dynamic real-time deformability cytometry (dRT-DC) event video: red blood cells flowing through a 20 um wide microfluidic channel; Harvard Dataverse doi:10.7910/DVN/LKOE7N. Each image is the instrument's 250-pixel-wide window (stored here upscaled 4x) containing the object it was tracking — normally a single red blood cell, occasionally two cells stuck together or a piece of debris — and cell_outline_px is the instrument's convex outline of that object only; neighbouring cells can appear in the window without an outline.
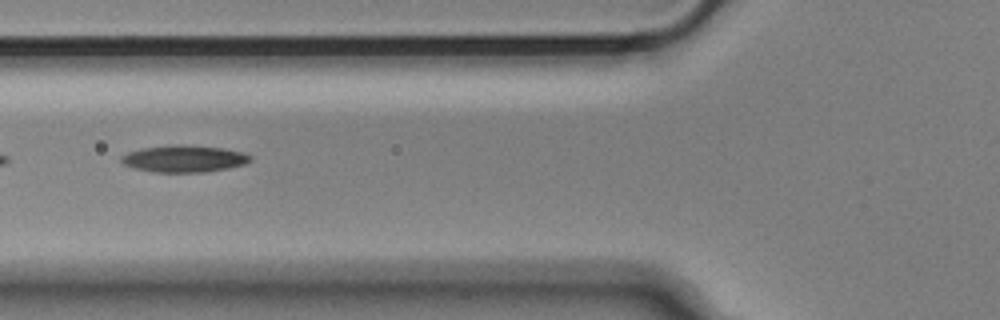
{"species": "Egyptian fruit bat (a non-hibernating species)", "species_latin": "Rousettus aegyptiacus", "temperature_condition": "cold", "stored_images_in_passage": 22, "camera_frame_rate_fps": 3000, "um_per_image_px": 0.085, "animal": {"sex": "male"}, "frame": {"image": 1, "passage_image": 4, "time_ms": 1.0, "image_size_px": [1000, 320], "cell_outline_px": [[252, 160], [244, 164], [228, 168], [204, 172], [156, 172], [136, 168], [124, 164], [120, 160], [120, 156], [128, 152], [144, 148], [176, 144], [180, 144], [224, 148], [244, 152], [252, 156]], "centroid_in_image_um": [15.68, 13.48], "position_along_channel_um": 110.1, "area_um2": 20.17}}
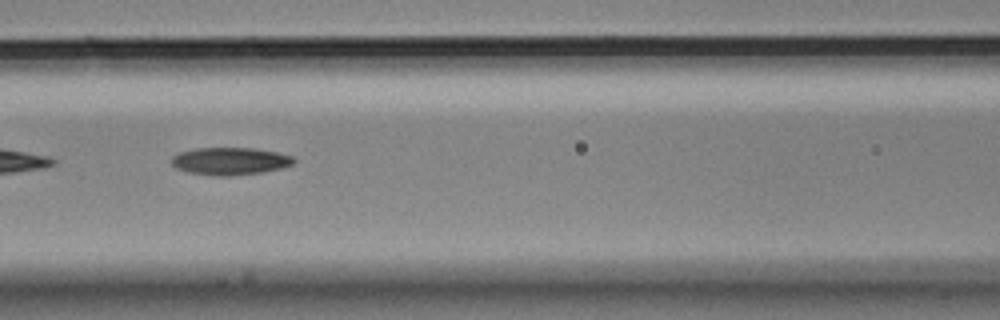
{"frame": {"image": 2, "passage_image": 7, "time_ms": 2.0, "image_size_px": [1000, 320], "cell_outline_px": [[296, 160], [292, 164], [280, 168], [264, 172], [228, 176], [216, 176], [188, 172], [176, 168], [172, 164], [172, 156], [176, 152], [196, 148], [252, 148], [276, 152], [292, 156]], "centroid_in_image_um": [19.52, 13.69], "position_along_channel_um": 147.1, "area_um2": 19.59}}
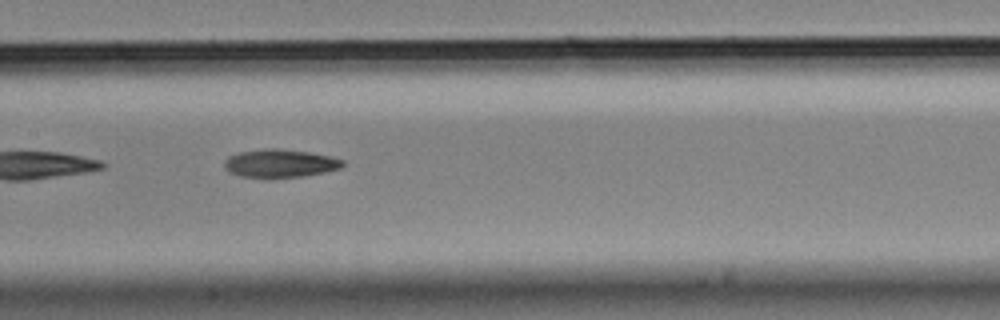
{"frame": {"image": 3, "passage_image": 10, "time_ms": 3.0, "image_size_px": [1000, 320], "cell_outline_px": [[344, 164], [340, 168], [328, 172], [304, 176], [240, 176], [228, 172], [224, 168], [224, 160], [228, 156], [240, 152], [264, 148], [276, 148], [308, 152], [328, 156], [344, 160]], "centroid_in_image_um": [23.79, 13.87], "position_along_channel_um": 183.6, "area_um2": 19.13}}